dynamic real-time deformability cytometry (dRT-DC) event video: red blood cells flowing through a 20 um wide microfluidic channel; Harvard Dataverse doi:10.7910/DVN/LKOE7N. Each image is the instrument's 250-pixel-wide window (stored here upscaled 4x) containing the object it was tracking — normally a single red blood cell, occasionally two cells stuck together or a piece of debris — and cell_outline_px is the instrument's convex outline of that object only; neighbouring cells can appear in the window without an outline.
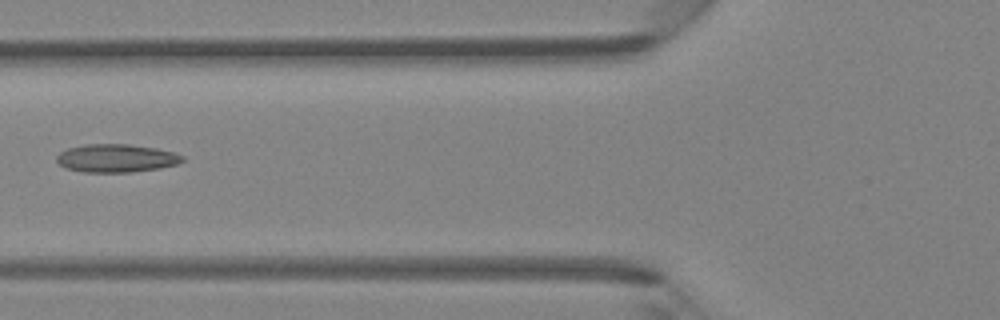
{"species": "Egyptian fruit bat (a non-hibernating species)", "species_latin": "Rousettus aegyptiacus", "temperature_condition": "room temperature", "stored_images_in_passage": 7, "camera_frame_rate_fps": 3000, "um_per_image_px": 0.085, "animal": {"sex": "female"}, "frame": {"image": 1, "passage_image": 6, "time_ms": 6.0, "image_size_px": [1000, 320], "cell_outline_px": [[184, 160], [176, 164], [160, 168], [132, 172], [84, 172], [64, 168], [56, 160], [56, 156], [60, 152], [68, 148], [84, 144], [128, 144], [156, 148], [172, 152], [184, 156]], "centroid_in_image_um": [9.86, 13.45], "position_along_channel_um": 115.9, "area_um2": 20.63}}
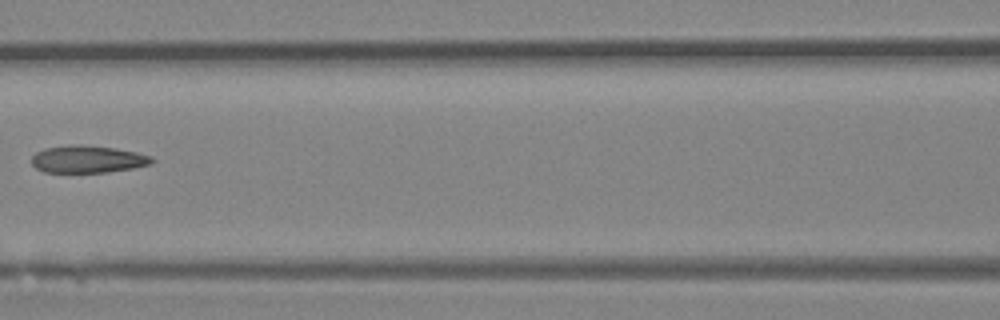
{"frame": {"image": 2, "passage_image": 7, "time_ms": 7.0, "image_size_px": [1000, 320], "cell_outline_px": [[156, 160], [152, 164], [132, 168], [108, 172], [44, 172], [36, 168], [32, 164], [32, 156], [36, 152], [44, 148], [72, 144], [76, 144], [116, 148], [136, 152], [152, 156]], "centroid_in_image_um": [7.47, 13.53], "position_along_channel_um": 159.1, "area_um2": 19.25}}